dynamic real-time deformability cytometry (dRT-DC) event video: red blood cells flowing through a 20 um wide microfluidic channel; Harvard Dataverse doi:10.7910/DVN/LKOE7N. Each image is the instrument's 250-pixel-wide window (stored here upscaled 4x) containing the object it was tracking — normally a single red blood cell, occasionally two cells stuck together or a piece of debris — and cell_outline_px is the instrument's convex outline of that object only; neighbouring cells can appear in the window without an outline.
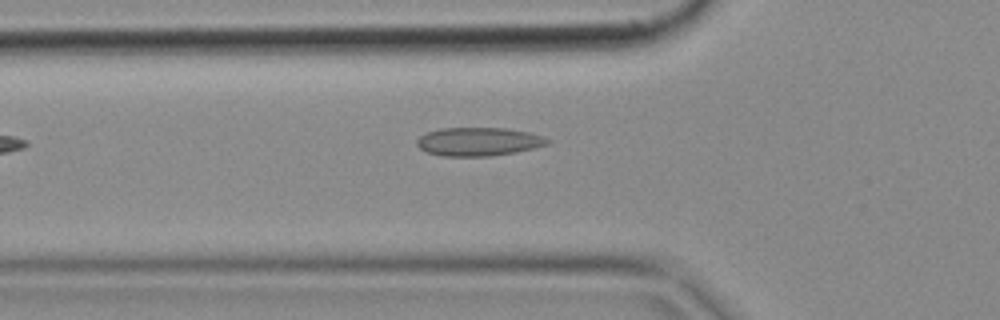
{"species": "common noctule bat (a hibernating species)", "species_latin": "Nyctalus noctula", "temperature_condition": "cold", "stored_images_in_passage": 2, "camera_frame_rate_fps": 3000, "um_per_image_px": 0.085, "animal": {"sex": "female", "body_mass_g": 18.4}, "frame": {"image": 1, "passage_image": 2, "time_ms": 0.333, "image_size_px": [1000, 320], "cell_outline_px": [[552, 140], [548, 144], [516, 152], [492, 156], [440, 156], [428, 152], [420, 148], [416, 144], [416, 140], [424, 132], [440, 128], [504, 128], [528, 132]], "centroid_in_image_um": [40.63, 12.04], "position_along_channel_um": 85.2, "area_um2": 21.68}}